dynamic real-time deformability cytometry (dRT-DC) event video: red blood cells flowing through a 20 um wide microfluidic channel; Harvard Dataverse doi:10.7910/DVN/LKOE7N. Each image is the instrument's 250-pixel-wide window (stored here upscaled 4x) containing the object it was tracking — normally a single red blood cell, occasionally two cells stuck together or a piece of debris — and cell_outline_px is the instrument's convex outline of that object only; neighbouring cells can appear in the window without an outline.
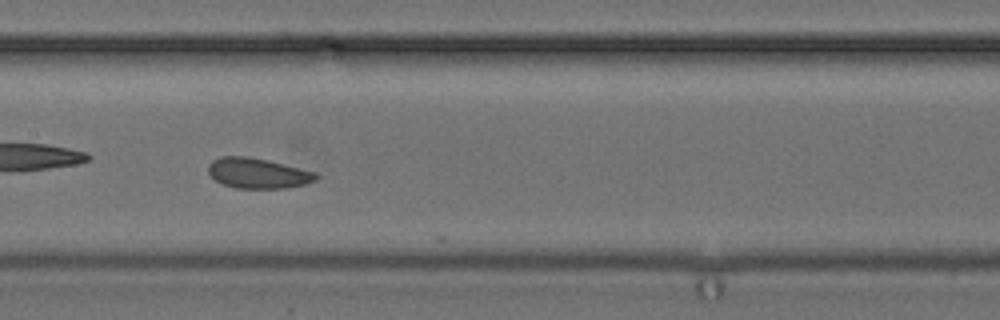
{"species": "common noctule bat (a hibernating species)", "species_latin": "Nyctalus noctula", "temperature_condition": "cold", "stored_images_in_passage": 39, "camera_frame_rate_fps": 3000, "um_per_image_px": 0.085, "animal": {"sex": "female", "body_mass_g": 24.6, "forearm_length_mm": 56.2}, "frame": {"image": 1, "passage_image": 17, "time_ms": 5.333, "image_size_px": [1000, 320], "cell_outline_px": [[320, 176], [316, 180], [304, 184], [284, 188], [236, 188], [224, 184], [216, 180], [208, 172], [208, 164], [212, 160], [220, 156], [248, 156], [268, 160], [316, 172]], "centroid_in_image_um": [21.91, 14.71], "position_along_channel_um": 185.5, "area_um2": 19.02}, "authors_computed_cell_mechanics": {"area_um2": 19.5942, "velocity_mm_per_s": 3.901, "shape_relaxation_time_tau1_ms": null, "shape_relaxation_time_tau2_ms": 1.4385, "deformation_change_tau1": null, "deformation_change_tau2": 0.0573}}